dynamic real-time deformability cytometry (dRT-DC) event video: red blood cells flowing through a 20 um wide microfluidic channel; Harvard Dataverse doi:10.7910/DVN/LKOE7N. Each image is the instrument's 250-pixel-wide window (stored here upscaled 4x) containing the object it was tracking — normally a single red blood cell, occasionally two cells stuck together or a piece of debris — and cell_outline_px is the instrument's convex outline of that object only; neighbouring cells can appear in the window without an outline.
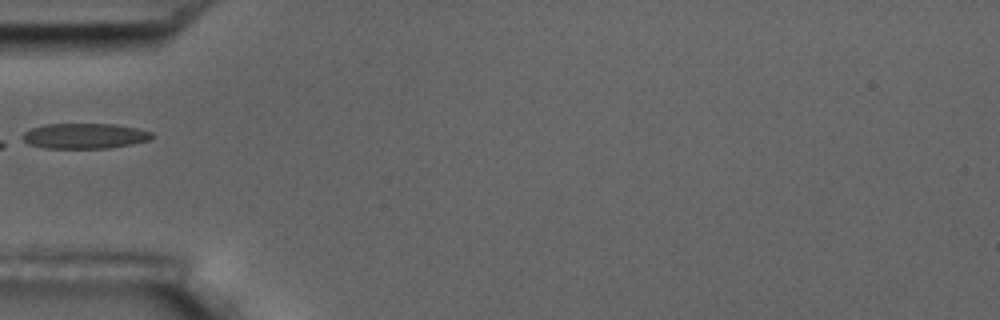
{"species": "common noctule bat (a hibernating species)", "species_latin": "Nyctalus noctula", "temperature_condition": "room temperature", "stored_images_in_passage": 6, "camera_frame_rate_fps": 3000, "um_per_image_px": 0.085, "animal": {"sex": "male", "body_mass_g": 17.5, "forearm_length_mm": 52.3}, "frame": {"image": 1, "passage_image": 1, "time_ms": 0.0, "image_size_px": [1000, 320], "cell_outline_px": [[152, 136], [148, 140], [132, 144], [108, 148], [44, 148], [28, 144], [20, 140], [20, 136], [24, 132], [32, 128], [44, 124], [116, 124], [136, 128], [152, 132]], "centroid_in_image_um": [7.12, 11.55], "position_along_channel_um": 77.9, "area_um2": 19.19}}
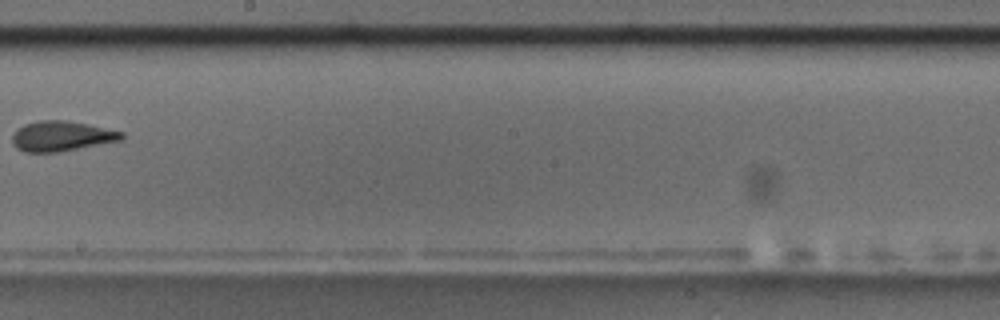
{"frame": {"image": 2, "passage_image": 5, "time_ms": 4.667, "image_size_px": [1000, 320], "cell_outline_px": [[124, 136], [120, 140], [60, 152], [24, 152], [16, 148], [12, 144], [12, 136], [24, 124], [40, 120], [64, 120], [124, 132]], "centroid_in_image_um": [5.19, 11.58], "position_along_channel_um": 243.0, "area_um2": 18.9}}
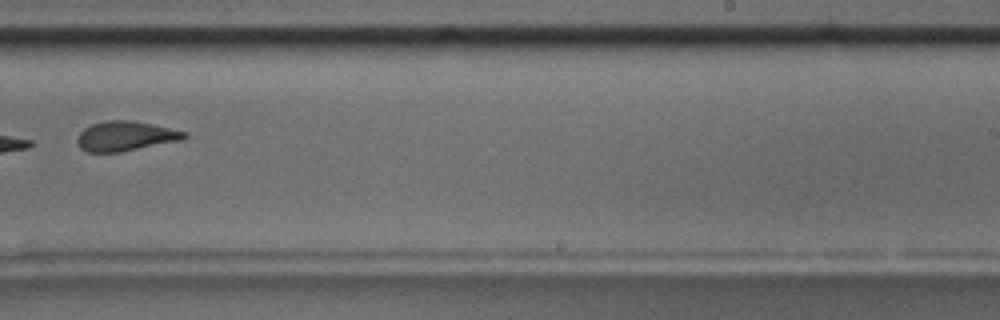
{"frame": {"image": 3, "passage_image": 6, "time_ms": 5.667, "image_size_px": [1000, 320], "cell_outline_px": [[188, 136], [184, 140], [120, 152], [88, 152], [80, 148], [76, 140], [76, 136], [84, 128], [92, 124], [104, 120], [132, 120], [152, 124], [188, 132]], "centroid_in_image_um": [10.68, 11.56], "position_along_channel_um": 278.3, "area_um2": 18.79}}